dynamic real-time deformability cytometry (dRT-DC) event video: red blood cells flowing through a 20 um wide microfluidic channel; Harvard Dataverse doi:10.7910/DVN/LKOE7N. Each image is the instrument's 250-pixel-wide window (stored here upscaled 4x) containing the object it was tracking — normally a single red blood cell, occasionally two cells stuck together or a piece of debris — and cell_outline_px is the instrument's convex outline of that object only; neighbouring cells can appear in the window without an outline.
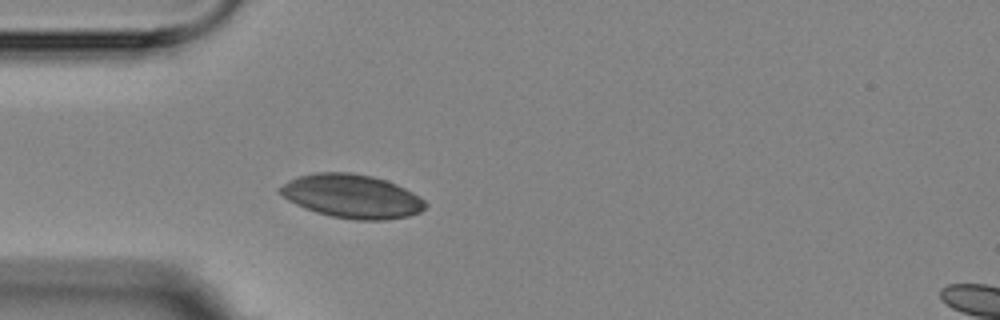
{"species": "Egyptian fruit bat (a non-hibernating species)", "species_latin": "Rousettus aegyptiacus", "temperature_condition": "room temperature", "stored_images_in_passage": 3, "segment_of_instrument_passage": [1, 2], "camera_frame_rate_fps": 3000, "um_per_image_px": 0.085, "animal": {"sex": "female"}, "frame": {"image": 1, "passage_image": 2, "time_ms": 1.333, "image_size_px": [1000, 320], "cell_outline_px": [[428, 204], [420, 212], [408, 216], [384, 220], [356, 220], [332, 216], [316, 212], [304, 208], [288, 200], [276, 188], [288, 180], [300, 176], [316, 172], [352, 172], [372, 176], [396, 184], [420, 196]], "centroid_in_image_um": [29.9, 16.68], "position_along_channel_um": 55.1, "area_um2": 36.93}}